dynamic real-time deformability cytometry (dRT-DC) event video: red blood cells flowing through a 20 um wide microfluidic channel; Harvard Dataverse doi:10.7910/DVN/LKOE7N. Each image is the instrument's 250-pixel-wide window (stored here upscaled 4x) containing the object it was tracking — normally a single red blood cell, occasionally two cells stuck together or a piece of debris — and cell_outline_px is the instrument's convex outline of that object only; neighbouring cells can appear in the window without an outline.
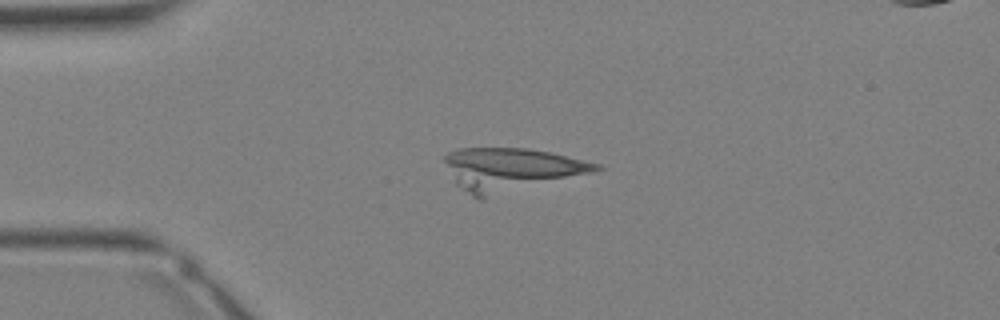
{"species": "Egyptian fruit bat (a non-hibernating species)", "species_latin": "Rousettus aegyptiacus", "temperature_condition": "warm", "stored_images_in_passage": 32, "camera_frame_rate_fps": 3000, "um_per_image_px": 0.085, "animal": {"sex": "female"}, "frame": {"image": 1, "passage_image": 7, "time_ms": 2.0, "image_size_px": [1000, 320], "cell_outline_px": [[604, 168], [592, 172], [484, 200], [476, 200], [456, 184], [444, 160], [444, 156], [448, 152], [460, 148], [528, 148], [548, 152], [600, 164]], "centroid_in_image_um": [43.39, 14.43], "position_along_channel_um": 41.6, "area_um2": 38.09}}
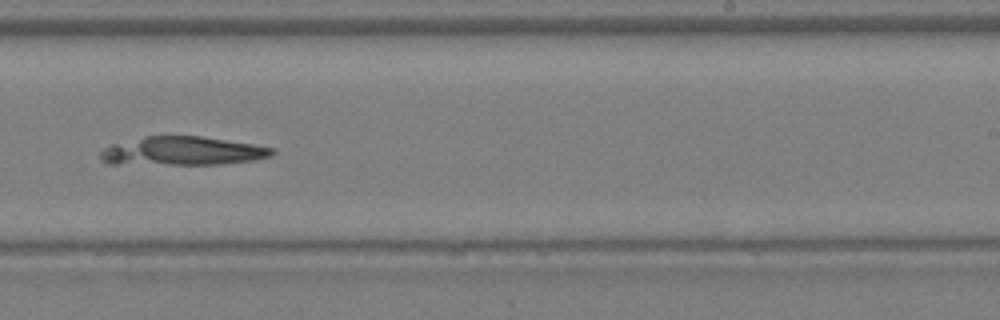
{"frame": {"image": 2, "passage_image": 20, "time_ms": 6.333, "image_size_px": [1000, 320], "cell_outline_px": [[276, 152], [272, 156], [252, 160], [220, 164], [104, 164], [100, 160], [100, 152], [104, 148], [112, 144], [144, 136], [200, 136], [252, 144], [276, 148]], "centroid_in_image_um": [15.47, 12.85], "position_along_channel_um": 273.5, "area_um2": 28.78}}
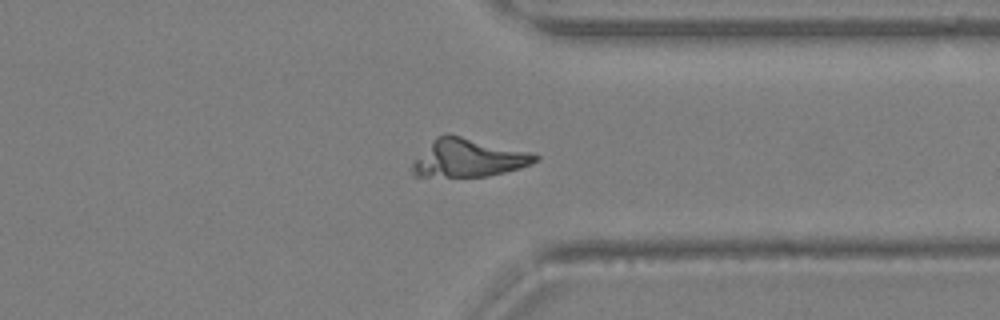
{"frame": {"image": 3, "passage_image": 25, "time_ms": 8.0, "image_size_px": [1000, 320], "cell_outline_px": [[540, 160], [532, 164], [520, 168], [488, 176], [412, 176], [412, 164], [432, 140], [436, 136], [444, 132], [448, 132], [532, 152], [540, 156]], "centroid_in_image_um": [39.86, 13.4], "position_along_channel_um": 371.5, "area_um2": 27.57}}